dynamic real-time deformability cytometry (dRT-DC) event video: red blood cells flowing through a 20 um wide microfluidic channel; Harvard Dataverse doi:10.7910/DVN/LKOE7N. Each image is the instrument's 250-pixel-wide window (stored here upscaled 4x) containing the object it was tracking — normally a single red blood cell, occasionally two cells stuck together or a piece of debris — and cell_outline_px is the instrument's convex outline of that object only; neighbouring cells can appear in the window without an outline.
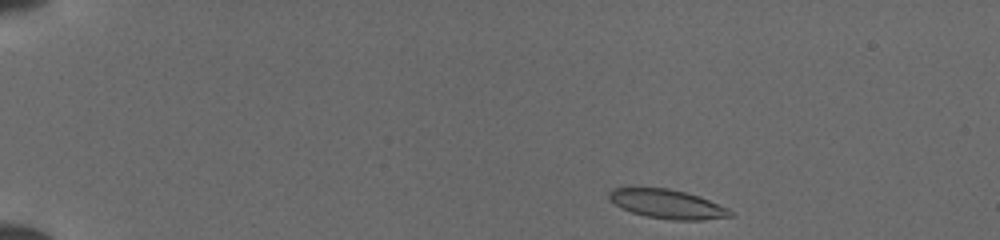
{"species": "common noctule bat (a hibernating species)", "species_latin": "Nyctalus noctula", "temperature_condition": "cold", "stored_images_in_passage": 19, "camera_frame_rate_fps": 3000, "um_per_image_px": 0.085, "animal": {"sex": "female", "body_mass_g": 19.5, "forearm_length_mm": 54.1}, "frame": {"image": 1, "passage_image": 1, "time_ms": 0.0, "image_size_px": [1000, 240], "cell_outline_px": [[736, 216], [704, 220], [672, 220], [648, 216], [632, 212], [620, 208], [608, 196], [608, 192], [612, 188], [668, 188], [700, 196], [728, 208]], "centroid_in_image_um": [56.77, 17.35], "position_along_channel_um": 28.2, "area_um2": 20.46}}
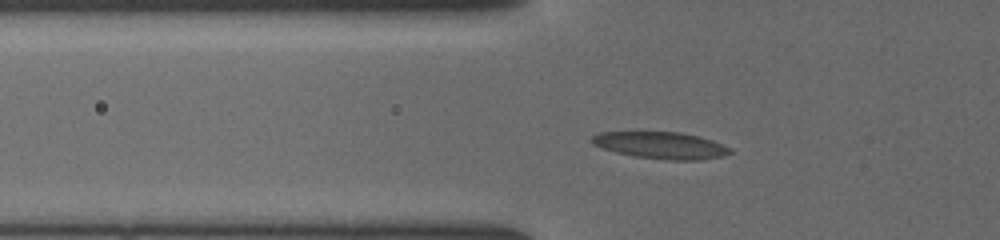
{"frame": {"image": 2, "passage_image": 13, "time_ms": 3.333, "image_size_px": [1000, 240], "cell_outline_px": [[732, 152], [724, 156], [700, 160], [668, 160], [636, 156], [616, 152], [592, 144], [588, 140], [592, 136], [600, 132], [680, 132], [700, 136], [712, 140], [732, 148]], "centroid_in_image_um": [56.2, 12.35], "position_along_channel_um": 69.6, "area_um2": 21.68}}
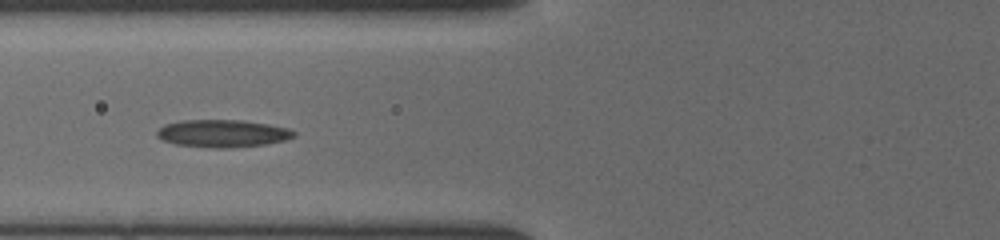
{"frame": {"image": 3, "passage_image": 18, "time_ms": 4.333, "image_size_px": [1000, 240], "cell_outline_px": [[296, 136], [284, 140], [268, 144], [228, 148], [212, 148], [176, 144], [160, 140], [156, 136], [156, 132], [164, 124], [180, 120], [244, 120], [268, 124], [288, 128], [296, 132]], "centroid_in_image_um": [18.91, 11.34], "position_along_channel_um": 106.9, "area_um2": 22.2}}